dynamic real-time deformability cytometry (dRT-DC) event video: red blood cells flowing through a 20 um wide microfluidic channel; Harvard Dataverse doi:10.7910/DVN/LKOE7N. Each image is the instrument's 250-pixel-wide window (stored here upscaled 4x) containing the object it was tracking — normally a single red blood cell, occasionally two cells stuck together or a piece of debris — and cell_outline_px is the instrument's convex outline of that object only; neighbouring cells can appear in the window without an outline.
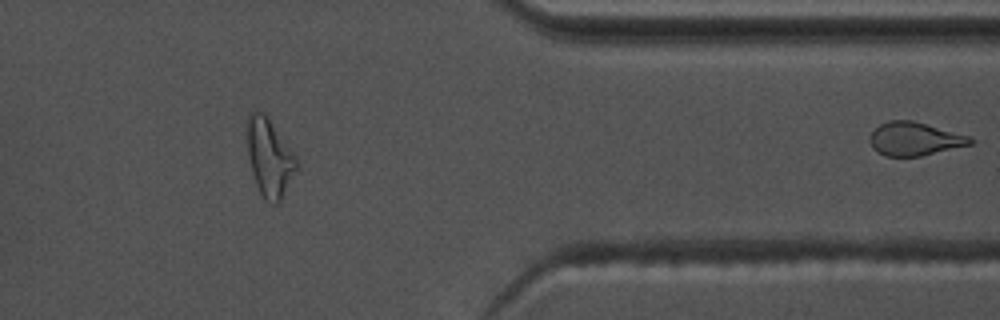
{"species": "common noctule bat (a hibernating species)", "species_latin": "Nyctalus noctula", "temperature_condition": "warm", "stored_images_in_passage": 41, "segment_of_instrument_passage": [2, 2], "camera_frame_rate_fps": 3000, "um_per_image_px": 0.085, "animal": {"sex": "male", "body_mass_g": 17.5, "forearm_length_mm": 52.3}, "frame": {"image": 1, "passage_image": 41, "time_ms": 13.333, "image_size_px": [1000, 320], "cell_outline_px": [[972, 144], [920, 156], [884, 156], [872, 148], [872, 132], [880, 124], [888, 120], [912, 120], [972, 136]], "centroid_in_image_um": [77.77, 11.8], "position_along_channel_um": 333.6, "area_um2": 19.36}}